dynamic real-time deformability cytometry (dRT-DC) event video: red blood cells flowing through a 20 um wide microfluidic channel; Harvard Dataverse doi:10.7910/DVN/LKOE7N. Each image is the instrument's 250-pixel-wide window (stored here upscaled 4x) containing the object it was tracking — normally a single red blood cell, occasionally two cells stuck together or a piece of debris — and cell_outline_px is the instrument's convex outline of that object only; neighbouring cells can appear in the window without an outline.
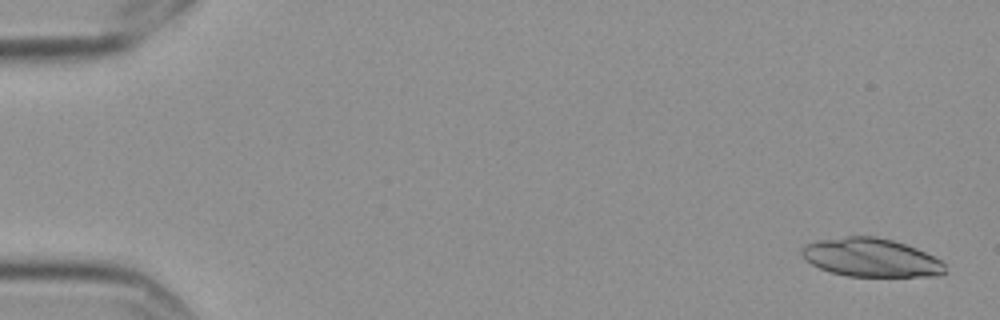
{"species": "Egyptian fruit bat (a non-hibernating species)", "species_latin": "Rousettus aegyptiacus", "temperature_condition": "cold", "stored_images_in_passage": 5, "camera_frame_rate_fps": 3000, "um_per_image_px": 0.085, "frame": {"image": 1, "passage_image": 1, "time_ms": 0.0, "image_size_px": [1000, 320], "cell_outline_px": [[948, 272], [940, 276], [848, 276], [832, 272], [820, 268], [804, 260], [800, 252], [804, 244], [820, 240], [848, 236], [876, 236], [892, 240], [916, 248], [940, 260], [944, 264]], "centroid_in_image_um": [74.03, 21.9], "position_along_channel_um": 11.0, "area_um2": 32.08}}